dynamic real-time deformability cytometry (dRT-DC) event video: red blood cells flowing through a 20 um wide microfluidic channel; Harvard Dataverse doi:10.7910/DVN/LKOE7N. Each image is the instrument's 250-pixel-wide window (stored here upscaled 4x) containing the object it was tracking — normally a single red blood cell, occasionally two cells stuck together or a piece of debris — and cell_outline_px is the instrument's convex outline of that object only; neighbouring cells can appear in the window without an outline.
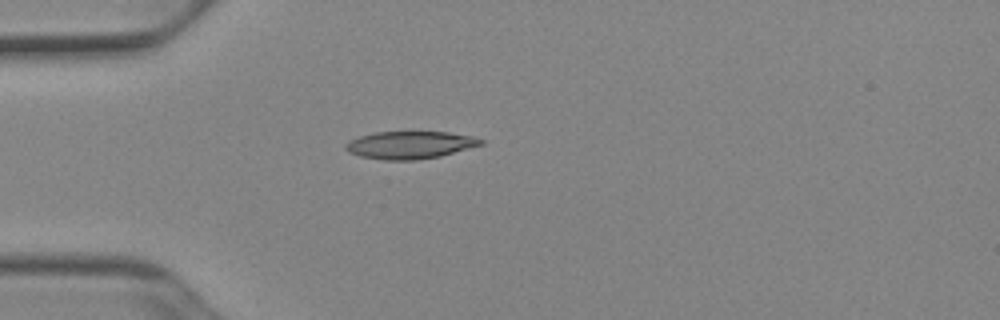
{"species": "Egyptian fruit bat (a non-hibernating species)", "species_latin": "Rousettus aegyptiacus", "temperature_condition": "cold", "stored_images_in_passage": 38, "camera_frame_rate_fps": 3000, "um_per_image_px": 0.085, "animal": {"sex": "female"}, "frame": {"image": 1, "passage_image": 1, "time_ms": 0.0, "image_size_px": [1000, 320], "cell_outline_px": [[484, 144], [440, 156], [416, 160], [384, 160], [360, 156], [348, 152], [344, 148], [344, 144], [348, 140], [360, 136], [376, 132], [448, 132], [472, 136], [484, 140]], "centroid_in_image_um": [34.82, 12.32], "position_along_channel_um": 50.2, "area_um2": 21.73}}
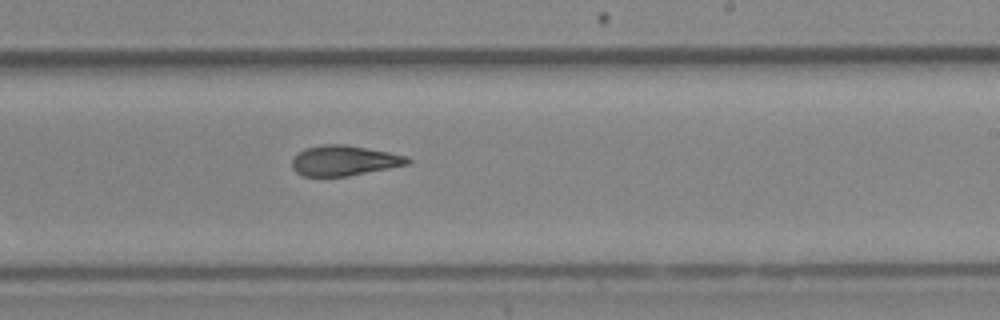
{"frame": {"image": 2, "passage_image": 18, "time_ms": 5.667, "image_size_px": [1000, 320], "cell_outline_px": [[412, 164], [348, 176], [304, 176], [296, 172], [292, 168], [292, 160], [304, 148], [320, 144], [344, 144], [388, 152], [408, 156], [412, 160]], "centroid_in_image_um": [29.29, 13.65], "position_along_channel_um": 259.7, "area_um2": 20.46}}
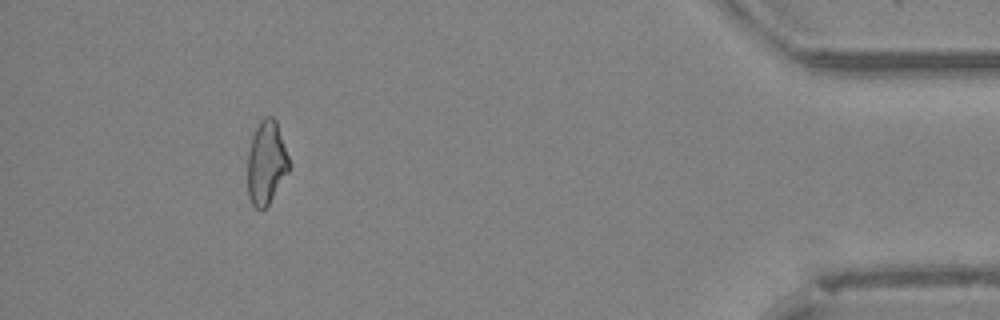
{"frame": {"image": 3, "passage_image": 34, "time_ms": 11.0, "image_size_px": [1000, 320], "cell_outline_px": [[292, 168], [268, 204], [264, 208], [256, 208], [252, 204], [248, 196], [248, 152], [252, 136], [260, 120], [264, 116], [272, 116], [276, 120]], "centroid_in_image_um": [22.65, 13.82], "position_along_channel_um": 412.5, "area_um2": 20.23}, "authors_computed_cell_mechanics": {"area_um2": 20.7791, "velocity_mm_per_s": 3.9446, "shape_relaxation_time_tau1_ms": 7.565, "shape_relaxation_time_tau2_ms": 2.6302, "deformation_change_tau1": 0.2041, "deformation_change_tau2": 0.1089}}